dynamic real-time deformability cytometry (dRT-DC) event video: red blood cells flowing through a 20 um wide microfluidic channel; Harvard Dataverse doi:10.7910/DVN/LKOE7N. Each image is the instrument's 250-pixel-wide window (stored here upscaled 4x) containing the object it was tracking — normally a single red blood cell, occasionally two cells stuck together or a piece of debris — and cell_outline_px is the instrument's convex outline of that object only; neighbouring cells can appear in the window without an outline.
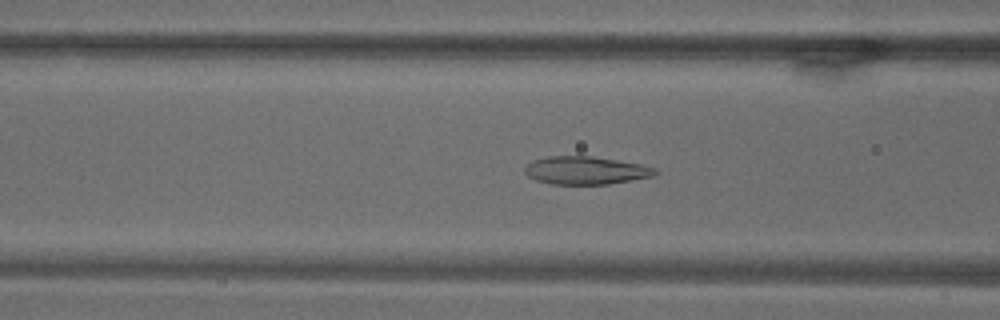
{"species": "common noctule bat (a hibernating species)", "species_latin": "Nyctalus noctula", "temperature_condition": "warm", "stored_images_in_passage": 72, "camera_frame_rate_fps": 3000, "um_per_image_px": 0.085, "animal": {"sex": "male", "body_mass_g": 18.8}, "frame": {"image": 1, "passage_image": 29, "time_ms": 9.333, "image_size_px": [1000, 320], "cell_outline_px": [[660, 172], [656, 176], [608, 184], [552, 184], [536, 180], [528, 176], [524, 172], [524, 168], [532, 160], [548, 156], [592, 156], [640, 164], [656, 168]], "centroid_in_image_um": [49.81, 14.48], "position_along_channel_um": 116.8, "area_um2": 21.33}}
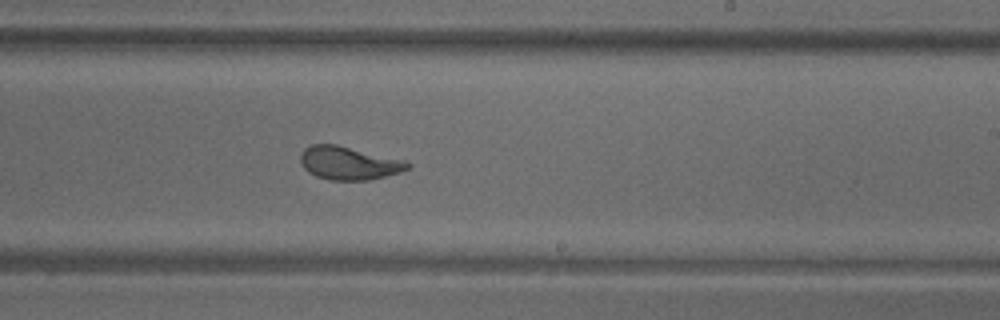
{"frame": {"image": 2, "passage_image": 44, "time_ms": 14.333, "image_size_px": [1000, 320], "cell_outline_px": [[412, 164], [408, 168], [400, 172], [368, 180], [332, 180], [316, 176], [308, 172], [304, 168], [300, 160], [300, 152], [304, 148], [312, 144], [336, 144], [404, 160]], "centroid_in_image_um": [29.62, 13.85], "position_along_channel_um": 259.4, "area_um2": 20.63}}
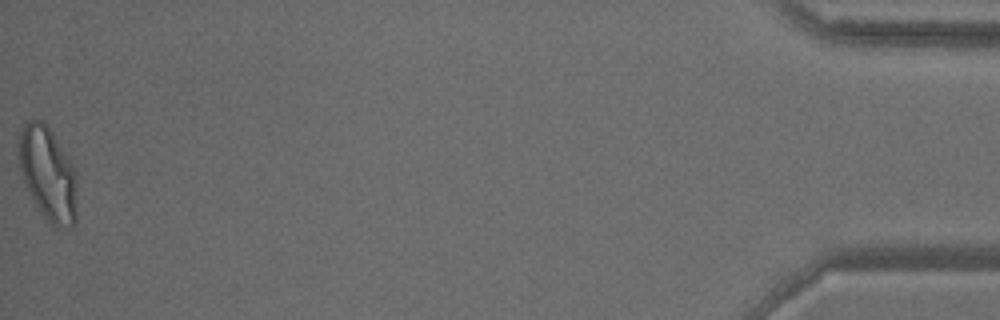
{"frame": {"image": 3, "passage_image": 72, "time_ms": 23.667, "image_size_px": [1000, 320], "cell_outline_px": [[76, 220], [72, 228], [52, 228], [40, 212], [32, 200], [24, 184], [20, 168], [20, 132], [24, 124], [28, 120], [44, 120], [68, 156], [72, 164], [76, 176]], "centroid_in_image_um": [4.09, 14.83], "position_along_channel_um": 431.1, "area_um2": 32.02}}